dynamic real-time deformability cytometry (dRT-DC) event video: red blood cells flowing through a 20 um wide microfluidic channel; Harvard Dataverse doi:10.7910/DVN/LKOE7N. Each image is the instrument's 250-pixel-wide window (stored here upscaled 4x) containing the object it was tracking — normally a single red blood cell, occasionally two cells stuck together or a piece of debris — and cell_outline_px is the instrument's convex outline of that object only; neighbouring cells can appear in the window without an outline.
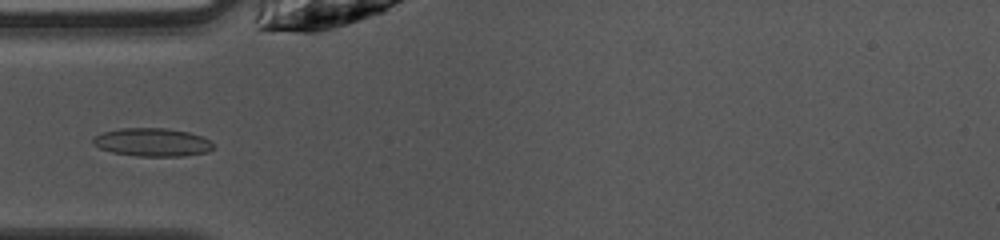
{"species": "common noctule bat (a hibernating species)", "species_latin": "Nyctalus noctula", "temperature_condition": "warm", "stored_images_in_passage": 23, "camera_frame_rate_fps": 3000, "um_per_image_px": 0.085, "animal": {"sex": "female", "body_mass_g": 10.0, "forearm_length_mm": 53.1}, "frame": {"image": 1, "passage_image": 3, "time_ms": 0.667, "image_size_px": [1000, 240], "cell_outline_px": [[216, 148], [208, 152], [184, 156], [136, 156], [112, 152], [100, 148], [92, 144], [92, 140], [96, 136], [104, 132], [120, 128], [168, 128], [188, 132], [212, 140], [216, 144]], "centroid_in_image_um": [13.01, 12.09], "position_along_channel_um": 72.0, "area_um2": 20.0}}
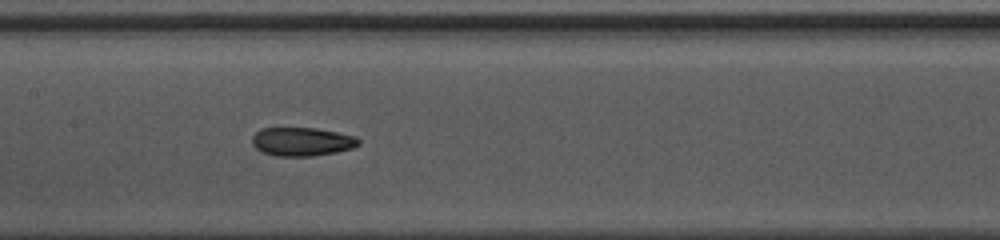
{"frame": {"image": 2, "passage_image": 11, "time_ms": 3.333, "image_size_px": [1000, 240], "cell_outline_px": [[360, 144], [352, 148], [336, 152], [312, 156], [276, 156], [260, 152], [252, 144], [252, 136], [260, 128], [316, 128], [356, 136], [360, 140]], "centroid_in_image_um": [25.65, 12.04], "position_along_channel_um": 181.8, "area_um2": 17.86}}
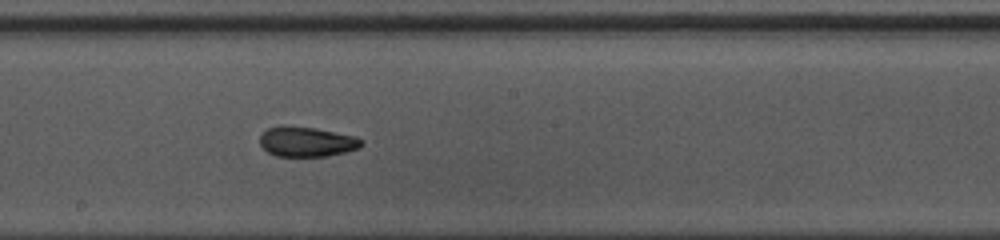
{"frame": {"image": 3, "passage_image": 14, "time_ms": 4.333, "image_size_px": [1000, 240], "cell_outline_px": [[364, 144], [360, 148], [328, 156], [276, 156], [268, 152], [260, 144], [260, 136], [268, 128], [284, 124], [316, 128], [356, 136], [364, 140]], "centroid_in_image_um": [26.1, 12.03], "position_along_channel_um": 222.1, "area_um2": 17.98}}